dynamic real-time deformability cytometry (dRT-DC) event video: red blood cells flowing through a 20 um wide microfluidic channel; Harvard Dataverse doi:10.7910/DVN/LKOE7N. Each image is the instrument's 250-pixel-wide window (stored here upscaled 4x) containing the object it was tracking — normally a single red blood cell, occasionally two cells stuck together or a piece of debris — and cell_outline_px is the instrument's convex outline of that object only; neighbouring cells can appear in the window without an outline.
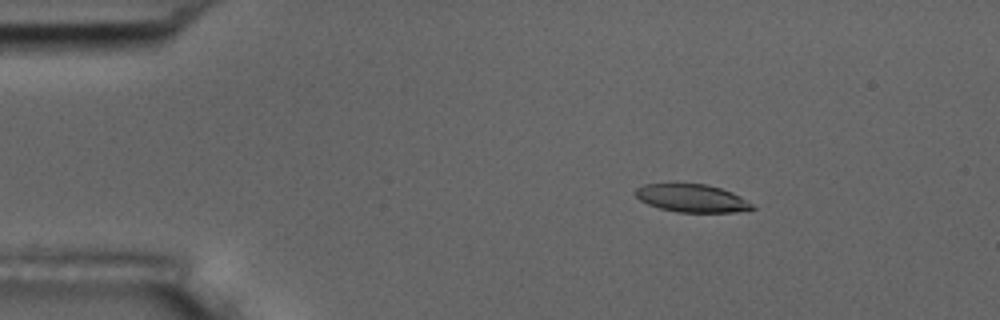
{"species": "common noctule bat (a hibernating species)", "species_latin": "Nyctalus noctula", "temperature_condition": "room temperature", "stored_images_in_passage": 7, "camera_frame_rate_fps": 3000, "um_per_image_px": 0.085, "animal": {"sex": "male", "body_mass_g": 17.5, "forearm_length_mm": 52.3}, "frame": {"image": 1, "passage_image": 3, "time_ms": 2.333, "image_size_px": [1000, 320], "cell_outline_px": [[756, 208], [736, 212], [676, 212], [660, 208], [648, 204], [640, 200], [632, 192], [636, 188], [644, 184], [676, 180], [704, 184], [720, 188], [732, 192], [740, 196], [752, 204]], "centroid_in_image_um": [58.72, 16.79], "position_along_channel_um": 26.3, "area_um2": 19.77}}
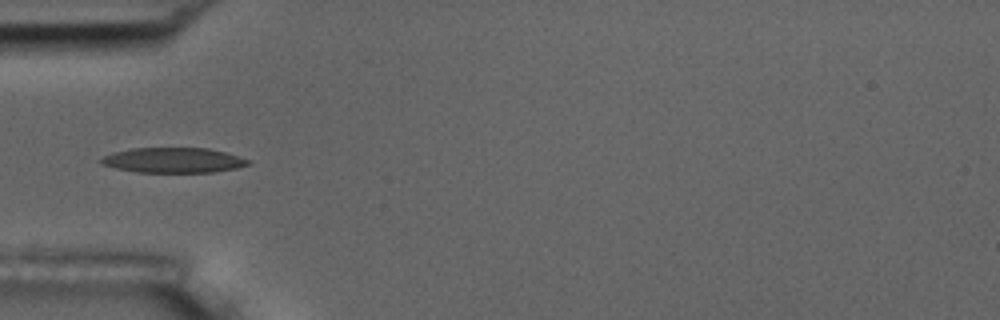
{"frame": {"image": 2, "passage_image": 5, "time_ms": 5.333, "image_size_px": [1000, 320], "cell_outline_px": [[252, 164], [236, 168], [212, 172], [136, 172], [116, 168], [100, 164], [100, 160], [104, 156], [112, 152], [132, 148], [208, 148], [224, 152], [248, 160]], "centroid_in_image_um": [14.69, 13.62], "position_along_channel_um": 70.3, "area_um2": 21.39}}